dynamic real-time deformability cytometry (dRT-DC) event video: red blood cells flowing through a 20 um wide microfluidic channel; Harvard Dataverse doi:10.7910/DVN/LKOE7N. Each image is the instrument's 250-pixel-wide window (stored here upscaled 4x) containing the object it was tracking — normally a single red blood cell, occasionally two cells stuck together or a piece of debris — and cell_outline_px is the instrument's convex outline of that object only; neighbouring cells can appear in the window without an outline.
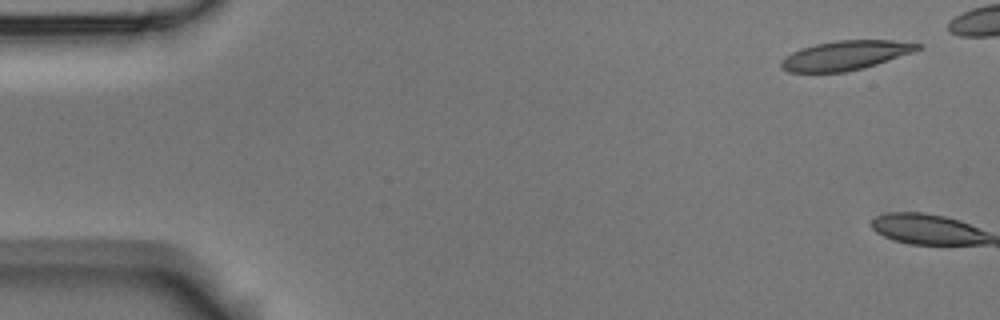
{"species": "Egyptian fruit bat (a non-hibernating species)", "species_latin": "Rousettus aegyptiacus", "temperature_condition": "room temperature", "stored_images_in_passage": 8, "camera_frame_rate_fps": 3000, "um_per_image_px": 0.085, "animal": {"sex": "male"}, "frame": {"image": 1, "passage_image": 1, "time_ms": 0.0, "image_size_px": [1000, 320], "cell_outline_px": [[924, 48], [864, 68], [844, 72], [788, 72], [780, 68], [780, 60], [792, 52], [800, 48], [816, 44], [836, 40], [892, 40], [924, 44]], "centroid_in_image_um": [71.85, 4.7], "position_along_channel_um": 13.1, "area_um2": 23.41}}